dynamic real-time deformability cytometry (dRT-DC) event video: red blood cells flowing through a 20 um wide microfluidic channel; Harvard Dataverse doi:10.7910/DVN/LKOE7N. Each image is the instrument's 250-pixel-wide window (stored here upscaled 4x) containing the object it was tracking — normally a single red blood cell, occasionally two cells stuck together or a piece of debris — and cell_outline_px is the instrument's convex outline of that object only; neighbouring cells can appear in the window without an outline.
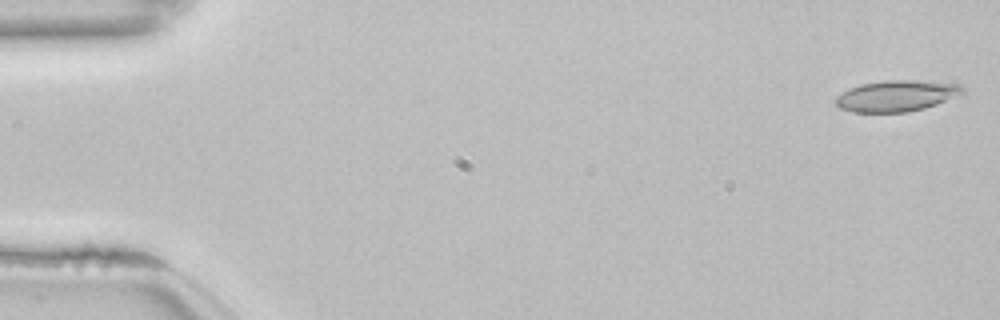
{"species": "common noctule bat (a hibernating species)", "species_latin": "Nyctalus noctula", "temperature_condition": "room temperature", "stored_images_in_passage": 15, "camera_frame_rate_fps": 3000, "um_per_image_px": 0.085, "animal": {"sex": "female", "body_mass_g": 22.7, "forearm_length_mm": 54.2}, "frame": {"image": 1, "passage_image": 1, "time_ms": 0.0, "image_size_px": [1000, 320], "cell_outline_px": [[964, 92], [936, 104], [924, 108], [908, 112], [852, 112], [840, 108], [832, 100], [836, 96], [848, 88], [860, 84], [888, 80], [916, 80], [956, 84], [964, 88]], "centroid_in_image_um": [76.12, 8.15], "position_along_channel_um": 8.9, "area_um2": 22.89}}
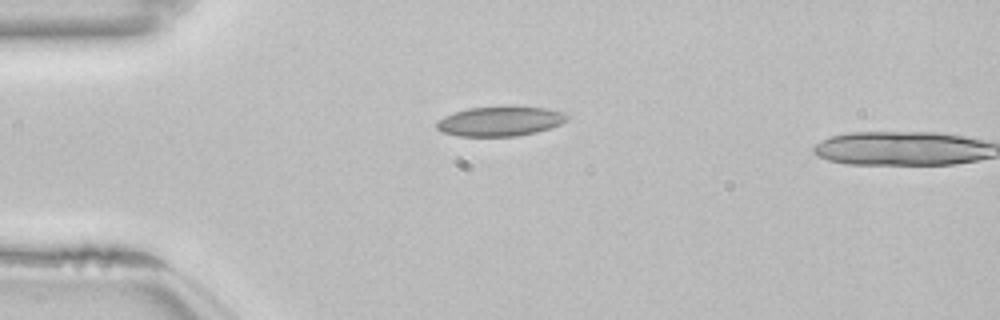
{"frame": {"image": 2, "passage_image": 13, "time_ms": 4.0, "image_size_px": [1000, 320], "cell_outline_px": [[568, 120], [560, 124], [536, 132], [516, 136], [456, 136], [440, 132], [436, 128], [436, 124], [444, 116], [468, 108], [548, 108], [564, 112], [568, 116]], "centroid_in_image_um": [42.49, 10.33], "position_along_channel_um": 42.5, "area_um2": 22.02}}